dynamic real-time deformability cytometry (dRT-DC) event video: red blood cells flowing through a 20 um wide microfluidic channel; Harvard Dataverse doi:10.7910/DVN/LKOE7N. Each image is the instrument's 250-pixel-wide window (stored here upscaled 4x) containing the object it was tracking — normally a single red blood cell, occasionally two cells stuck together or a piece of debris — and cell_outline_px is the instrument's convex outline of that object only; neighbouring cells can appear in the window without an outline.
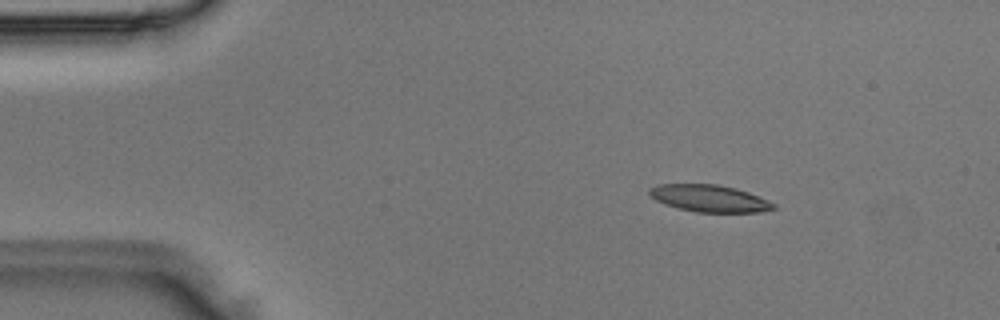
{"species": "Egyptian fruit bat (a non-hibernating species)", "species_latin": "Rousettus aegyptiacus", "temperature_condition": "room temperature", "stored_images_in_passage": 48, "camera_frame_rate_fps": 3000, "um_per_image_px": 0.085, "animal": {"sex": "male"}, "frame": {"image": 1, "passage_image": 7, "time_ms": 2.0, "image_size_px": [1000, 320], "cell_outline_px": [[776, 208], [756, 212], [696, 212], [664, 204], [656, 200], [648, 192], [648, 188], [656, 184], [716, 184], [736, 188], [748, 192], [768, 200], [776, 204]], "centroid_in_image_um": [60.28, 16.85], "position_along_channel_um": 24.7, "area_um2": 19.48}}
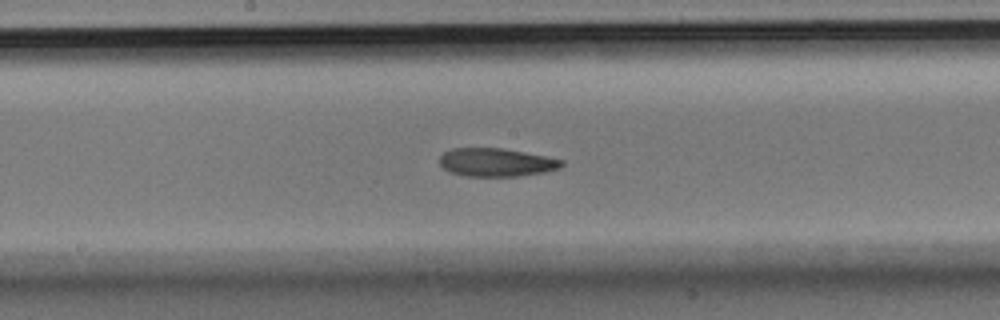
{"frame": {"image": 2, "passage_image": 25, "time_ms": 8.0, "image_size_px": [1000, 320], "cell_outline_px": [[564, 164], [560, 168], [544, 172], [516, 176], [468, 176], [452, 172], [444, 168], [440, 164], [440, 156], [444, 152], [452, 148], [504, 148], [564, 160]], "centroid_in_image_um": [42.19, 13.79], "position_along_channel_um": 206.0, "area_um2": 19.94}}
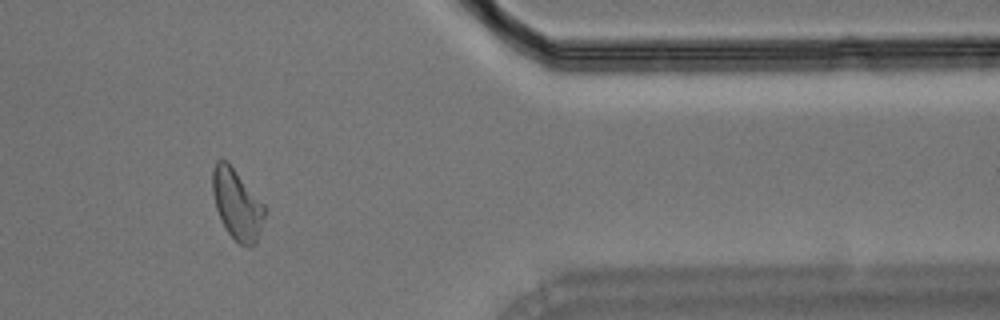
{"frame": {"image": 3, "passage_image": 40, "time_ms": 13.0, "image_size_px": [1000, 320], "cell_outline_px": [[264, 216], [260, 232], [256, 244], [252, 248], [248, 248], [240, 244], [228, 232], [216, 208], [212, 192], [212, 168], [216, 160], [228, 160], [264, 204]], "centroid_in_image_um": [20.14, 17.34], "position_along_channel_um": 391.3, "area_um2": 21.39}}